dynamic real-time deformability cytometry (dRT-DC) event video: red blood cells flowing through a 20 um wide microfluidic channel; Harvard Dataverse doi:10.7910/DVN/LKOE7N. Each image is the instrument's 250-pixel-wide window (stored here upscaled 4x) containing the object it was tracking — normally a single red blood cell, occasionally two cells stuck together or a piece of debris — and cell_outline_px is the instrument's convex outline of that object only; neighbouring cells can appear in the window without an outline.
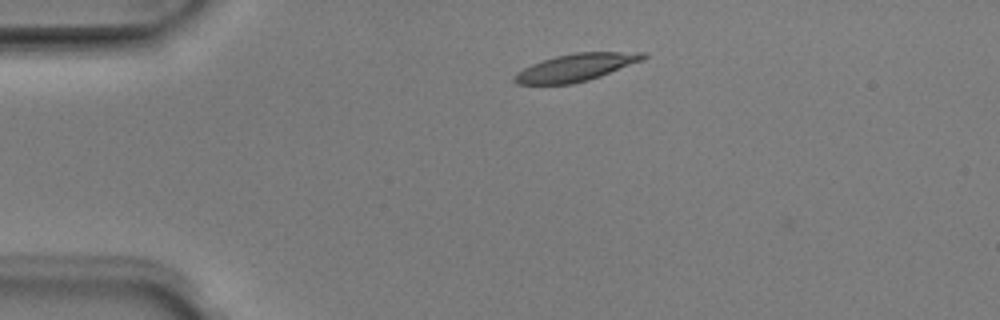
{"species": "Egyptian fruit bat (a non-hibernating species)", "species_latin": "Rousettus aegyptiacus", "temperature_condition": "room temperature", "stored_images_in_passage": 2, "camera_frame_rate_fps": 3000, "um_per_image_px": 0.085, "animal": {"sex": "male"}, "frame": {"image": 1, "passage_image": 1, "time_ms": 0.0, "image_size_px": [1000, 320], "cell_outline_px": [[648, 56], [644, 60], [600, 76], [588, 80], [572, 84], [516, 84], [512, 80], [512, 76], [516, 72], [532, 64], [556, 56], [576, 52], [648, 52]], "centroid_in_image_um": [48.96, 5.73], "position_along_channel_um": 36.0, "area_um2": 20.63}}